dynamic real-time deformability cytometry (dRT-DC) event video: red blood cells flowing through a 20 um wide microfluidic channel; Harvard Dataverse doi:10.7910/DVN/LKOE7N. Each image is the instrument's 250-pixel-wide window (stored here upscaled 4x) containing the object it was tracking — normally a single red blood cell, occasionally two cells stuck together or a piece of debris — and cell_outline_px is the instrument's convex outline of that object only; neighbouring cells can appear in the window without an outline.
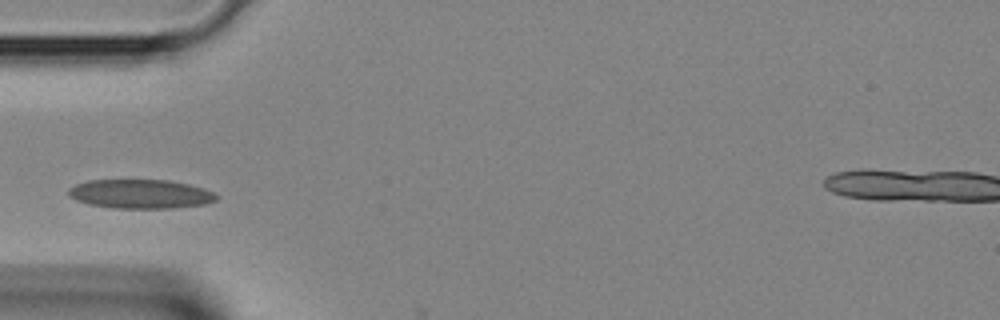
{"species": "Egyptian fruit bat (a non-hibernating species)", "species_latin": "Rousettus aegyptiacus", "temperature_condition": "room temperature", "stored_images_in_passage": 35, "camera_frame_rate_fps": 3000, "um_per_image_px": 0.085, "animal": {"sex": "female"}, "frame": {"image": 1, "passage_image": 7, "time_ms": 2.0, "image_size_px": [1000, 320], "cell_outline_px": [[216, 200], [208, 204], [172, 208], [112, 208], [88, 204], [76, 200], [68, 196], [68, 188], [76, 184], [88, 180], [168, 180], [188, 184], [204, 188], [212, 192], [216, 196]], "centroid_in_image_um": [11.91, 16.49], "position_along_channel_um": 73.1, "area_um2": 25.14}}
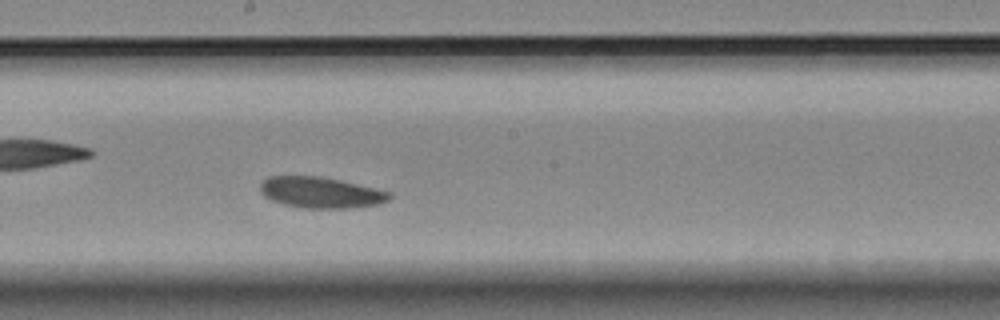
{"frame": {"image": 2, "passage_image": 16, "time_ms": 5.0, "image_size_px": [1000, 320], "cell_outline_px": [[392, 196], [388, 200], [380, 204], [352, 208], [304, 208], [284, 204], [272, 200], [264, 196], [260, 192], [260, 184], [268, 176], [320, 176], [340, 180], [376, 188], [392, 192]], "centroid_in_image_um": [27.29, 16.36], "position_along_channel_um": 220.9, "area_um2": 23.47}}
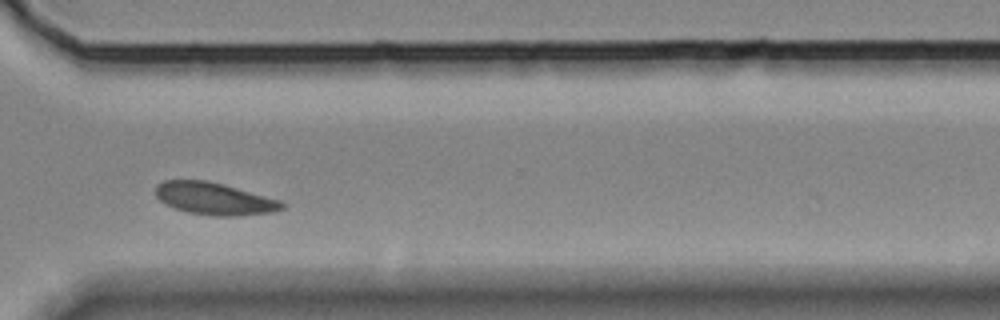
{"frame": {"image": 3, "passage_image": 24, "time_ms": 7.667, "image_size_px": [1000, 320], "cell_outline_px": [[284, 208], [272, 212], [236, 216], [216, 216], [188, 212], [176, 208], [160, 200], [156, 196], [156, 184], [164, 180], [208, 180], [224, 184], [280, 200], [284, 204]], "centroid_in_image_um": [18.22, 16.87], "position_along_channel_um": 352.4, "area_um2": 23.58}}